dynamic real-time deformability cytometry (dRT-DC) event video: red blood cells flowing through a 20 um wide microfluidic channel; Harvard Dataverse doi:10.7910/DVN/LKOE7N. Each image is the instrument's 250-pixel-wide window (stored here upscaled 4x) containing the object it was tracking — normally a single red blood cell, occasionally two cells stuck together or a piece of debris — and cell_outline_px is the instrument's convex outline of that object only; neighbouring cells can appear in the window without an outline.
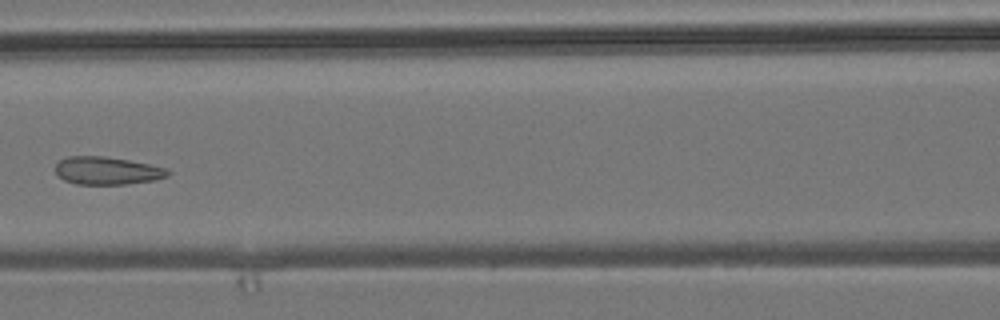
{"species": "common noctule bat (a hibernating species)", "species_latin": "Nyctalus noctula", "temperature_condition": "room temperature", "stored_images_in_passage": 7, "camera_frame_rate_fps": 3000, "um_per_image_px": 0.085, "animal": {"sex": "male", "body_mass_g": 19.2, "forearm_length_mm": 51.8}, "frame": {"image": 1, "passage_image": 6, "time_ms": 6.0, "image_size_px": [1000, 320], "cell_outline_px": [[172, 172], [168, 176], [156, 180], [124, 184], [76, 184], [64, 180], [56, 172], [56, 164], [60, 160], [68, 156], [104, 156], [128, 160], [168, 168]], "centroid_in_image_um": [9.14, 14.51], "position_along_channel_um": 157.5, "area_um2": 18.21}}
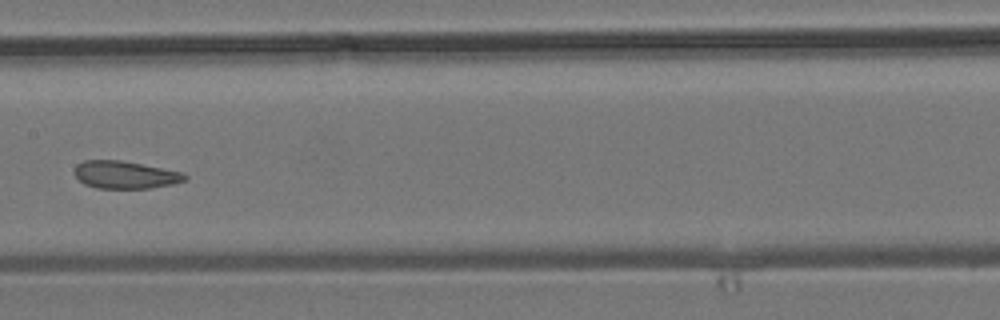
{"frame": {"image": 2, "passage_image": 7, "time_ms": 7.0, "image_size_px": [1000, 320], "cell_outline_px": [[188, 176], [184, 180], [172, 184], [148, 188], [96, 188], [84, 184], [76, 176], [76, 164], [84, 160], [120, 160], [184, 172]], "centroid_in_image_um": [10.64, 14.85], "position_along_channel_um": 196.8, "area_um2": 17.57}}